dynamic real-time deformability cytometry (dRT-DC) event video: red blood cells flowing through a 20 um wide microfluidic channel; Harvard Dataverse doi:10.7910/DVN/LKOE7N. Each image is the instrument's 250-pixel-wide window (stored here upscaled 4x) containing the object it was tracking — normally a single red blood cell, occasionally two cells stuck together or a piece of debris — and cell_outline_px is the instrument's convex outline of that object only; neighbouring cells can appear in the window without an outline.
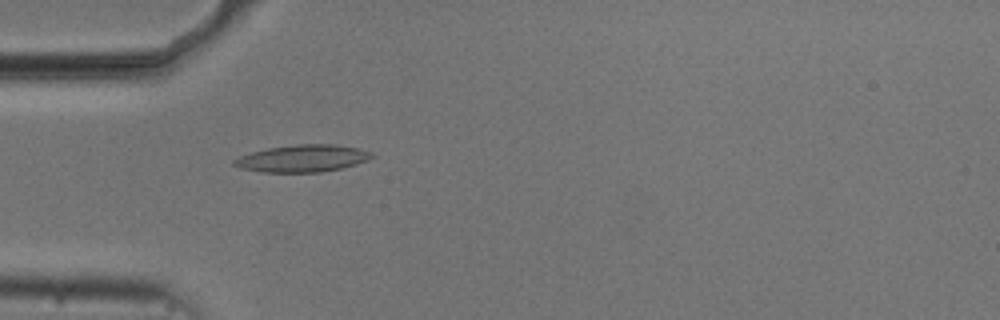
{"species": "common noctule bat (a hibernating species)", "species_latin": "Nyctalus noctula", "temperature_condition": "cold", "stored_images_in_passage": 42, "camera_frame_rate_fps": 3000, "um_per_image_px": 0.085, "animal": {"sex": "male", "body_mass_g": 20.5, "forearm_length_mm": 52.5}, "frame": {"image": 1, "passage_image": 4, "time_ms": 1.0, "image_size_px": [1000, 320], "cell_outline_px": [[376, 156], [368, 160], [356, 164], [340, 168], [320, 172], [264, 172], [240, 168], [232, 164], [232, 160], [240, 156], [252, 152], [268, 148], [296, 144], [336, 144], [360, 148], [372, 152]], "centroid_in_image_um": [25.75, 13.45], "position_along_channel_um": 59.3, "area_um2": 21.85}}
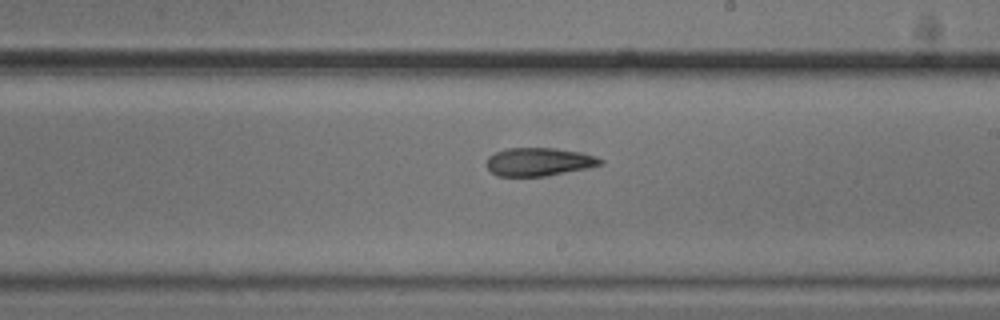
{"frame": {"image": 2, "passage_image": 19, "time_ms": 6.0, "image_size_px": [1000, 320], "cell_outline_px": [[604, 164], [544, 176], [496, 176], [488, 168], [488, 156], [496, 152], [508, 148], [556, 148], [580, 152], [596, 156], [604, 160]], "centroid_in_image_um": [45.82, 13.74], "position_along_channel_um": 243.2, "area_um2": 18.5}}
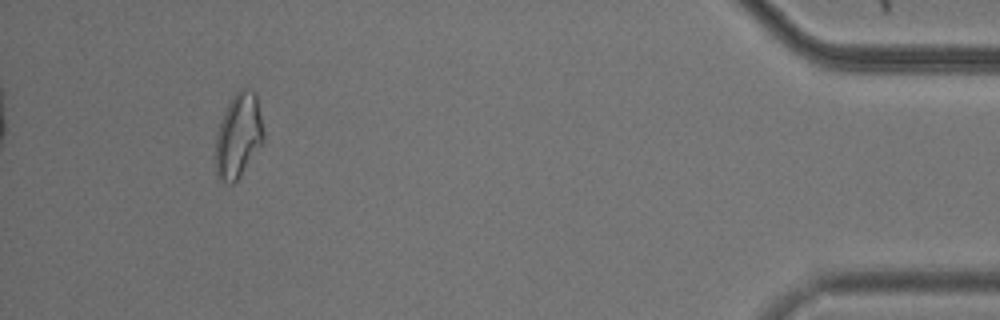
{"frame": {"image": 3, "passage_image": 38, "time_ms": 12.333, "image_size_px": [1000, 320], "cell_outline_px": [[264, 140], [240, 176], [232, 184], [220, 180], [216, 176], [216, 132], [220, 120], [232, 96], [240, 88], [252, 88], [256, 92], [264, 132]], "centroid_in_image_um": [20.27, 11.49], "position_along_channel_um": 414.9, "area_um2": 23.7}, "authors_computed_cell_mechanics": {"area_um2": 19.3052, "velocity_mm_per_s": 3.7356, "shape_relaxation_time_tau1_ms": null, "shape_relaxation_time_tau2_ms": 5.44, "deformation_change_tau1": null, "deformation_change_tau2": 0.1364}}